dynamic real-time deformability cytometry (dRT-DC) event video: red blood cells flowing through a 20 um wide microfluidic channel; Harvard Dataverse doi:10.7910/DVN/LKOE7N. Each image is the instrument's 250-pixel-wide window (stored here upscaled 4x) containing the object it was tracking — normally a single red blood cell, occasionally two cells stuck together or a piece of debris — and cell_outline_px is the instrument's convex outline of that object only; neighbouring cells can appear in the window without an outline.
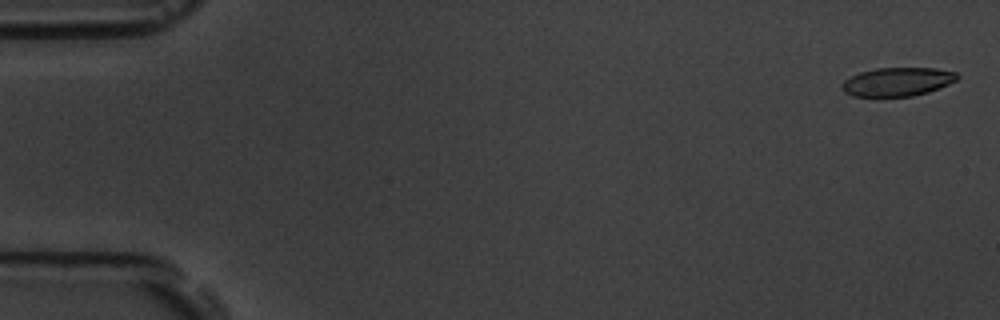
{"species": "common noctule bat (a hibernating species)", "species_latin": "Nyctalus noctula", "temperature_condition": "room temperature", "stored_images_in_passage": 5, "camera_frame_rate_fps": 3000, "um_per_image_px": 0.085, "animal": {"sex": "male", "body_mass_g": 19.5, "forearm_length_mm": 54.6}, "frame": {"image": 1, "passage_image": 1, "time_ms": 0.0, "image_size_px": [1000, 320], "cell_outline_px": [[960, 76], [956, 80], [948, 84], [928, 92], [912, 96], [876, 100], [852, 96], [844, 92], [840, 88], [840, 84], [844, 80], [860, 72], [876, 68], [936, 68], [956, 72]], "centroid_in_image_um": [76.2, 7.0], "position_along_channel_um": 8.8, "area_um2": 20.11}}
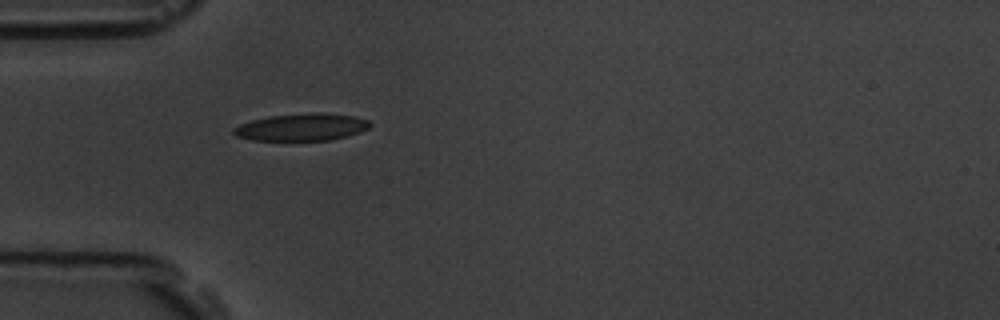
{"frame": {"image": 2, "passage_image": 5, "time_ms": 5.333, "image_size_px": [1000, 320], "cell_outline_px": [[372, 124], [368, 128], [360, 132], [348, 136], [328, 140], [252, 140], [236, 136], [232, 132], [232, 128], [240, 124], [252, 120], [268, 116], [312, 112], [320, 112], [356, 116], [368, 120]], "centroid_in_image_um": [25.65, 10.79], "position_along_channel_um": 59.3, "area_um2": 21.79}}